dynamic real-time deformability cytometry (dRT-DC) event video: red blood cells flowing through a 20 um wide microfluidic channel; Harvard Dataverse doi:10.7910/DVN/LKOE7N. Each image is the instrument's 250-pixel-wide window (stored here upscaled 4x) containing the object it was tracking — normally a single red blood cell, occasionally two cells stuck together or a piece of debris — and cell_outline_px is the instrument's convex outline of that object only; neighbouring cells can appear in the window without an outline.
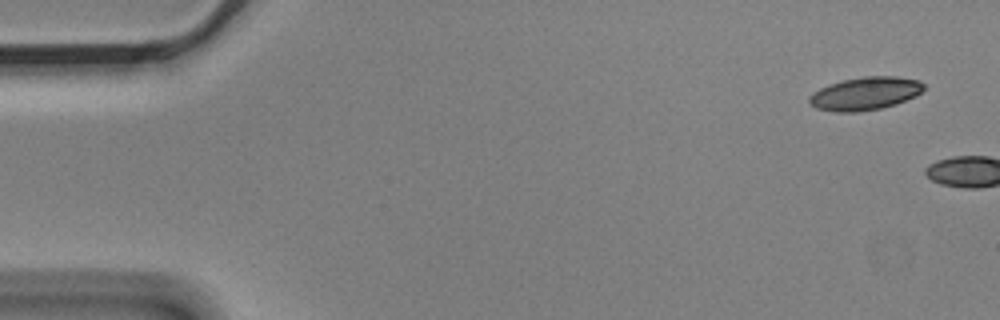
{"species": "Egyptian fruit bat (a non-hibernating species)", "species_latin": "Rousettus aegyptiacus", "temperature_condition": "cold", "stored_images_in_passage": 2, "camera_frame_rate_fps": 3000, "um_per_image_px": 0.085, "animal": {"sex": "male"}, "frame": {"image": 1, "passage_image": 1, "time_ms": 0.0, "image_size_px": [1000, 320], "cell_outline_px": [[924, 88], [916, 96], [896, 104], [880, 108], [860, 112], [832, 112], [816, 108], [808, 104], [808, 96], [812, 92], [820, 88], [844, 80], [864, 76], [896, 76], [920, 80], [924, 84]], "centroid_in_image_um": [73.52, 7.96], "position_along_channel_um": 11.5, "area_um2": 22.2}}